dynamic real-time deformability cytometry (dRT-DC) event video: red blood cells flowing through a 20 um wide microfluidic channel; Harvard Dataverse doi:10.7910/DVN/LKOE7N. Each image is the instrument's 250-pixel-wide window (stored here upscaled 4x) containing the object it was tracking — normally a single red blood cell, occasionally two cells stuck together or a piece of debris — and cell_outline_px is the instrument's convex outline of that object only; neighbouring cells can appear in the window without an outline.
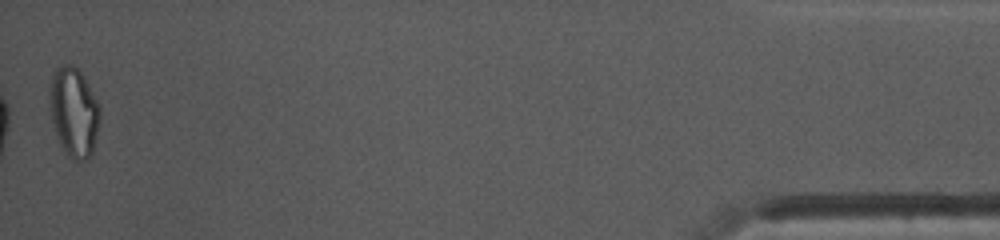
{"species": "common noctule bat (a hibernating species)", "species_latin": "Nyctalus noctula", "temperature_condition": "warm", "stored_images_in_passage": 34, "segment_of_instrument_passage": [2, 2], "camera_frame_rate_fps": 3000, "um_per_image_px": 0.085, "animal": {"sex": "female", "body_mass_g": 10.0, "forearm_length_mm": 53.1}, "frame": {"image": 1, "passage_image": 34, "time_ms": 11.0, "image_size_px": [1000, 240], "cell_outline_px": [[100, 120], [92, 152], [88, 160], [72, 160], [68, 156], [60, 144], [52, 120], [48, 104], [48, 96], [52, 72], [56, 68], [64, 64], [72, 64], [80, 72], [88, 84], [100, 104]], "centroid_in_image_um": [6.27, 9.51], "position_along_channel_um": 428.9, "area_um2": 26.41}}